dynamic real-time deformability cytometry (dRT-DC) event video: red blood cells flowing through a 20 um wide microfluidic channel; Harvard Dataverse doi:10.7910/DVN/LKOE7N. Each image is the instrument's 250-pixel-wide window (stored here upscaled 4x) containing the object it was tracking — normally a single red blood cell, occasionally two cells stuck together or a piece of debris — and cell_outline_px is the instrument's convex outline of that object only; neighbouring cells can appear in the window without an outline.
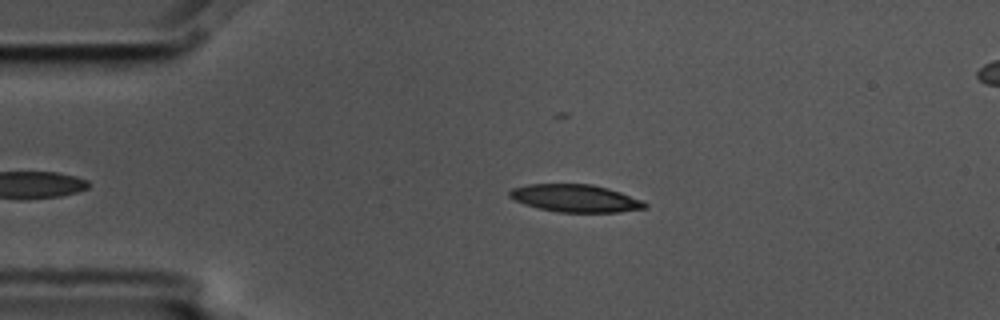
{"species": "common noctule bat (a hibernating species)", "species_latin": "Nyctalus noctula", "temperature_condition": "cold", "stored_images_in_passage": 3, "segment_of_instrument_passage": [1, 2], "camera_frame_rate_fps": 3000, "um_per_image_px": 0.085, "animal": {"sex": "male", "body_mass_g": 17.5, "forearm_length_mm": 52.3}, "frame": {"image": 1, "passage_image": 1, "time_ms": 0.0, "image_size_px": [1000, 320], "cell_outline_px": [[648, 208], [616, 212], [556, 212], [524, 204], [508, 196], [508, 192], [512, 188], [528, 184], [592, 184], [608, 188], [644, 200], [648, 204]], "centroid_in_image_um": [48.94, 16.85], "position_along_channel_um": 36.1, "area_um2": 21.79}}